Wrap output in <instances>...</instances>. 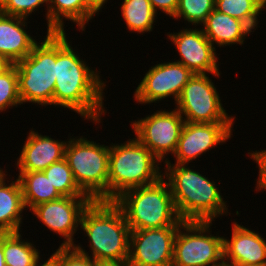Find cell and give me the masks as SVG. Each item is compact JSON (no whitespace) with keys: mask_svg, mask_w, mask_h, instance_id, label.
I'll use <instances>...</instances> for the list:
<instances>
[{"mask_svg":"<svg viewBox=\"0 0 266 266\" xmlns=\"http://www.w3.org/2000/svg\"><path fill=\"white\" fill-rule=\"evenodd\" d=\"M70 43L65 31L56 32L53 105L71 109L84 119H91L94 124L101 123V116L106 112L103 106L106 82L100 79L99 71L91 70L87 63L80 59Z\"/></svg>","mask_w":266,"mask_h":266,"instance_id":"1","label":"cell"},{"mask_svg":"<svg viewBox=\"0 0 266 266\" xmlns=\"http://www.w3.org/2000/svg\"><path fill=\"white\" fill-rule=\"evenodd\" d=\"M164 163L167 168L162 174L169 183L176 210L183 221H214L229 213L216 182L190 169L187 164L171 165L170 160Z\"/></svg>","mask_w":266,"mask_h":266,"instance_id":"2","label":"cell"},{"mask_svg":"<svg viewBox=\"0 0 266 266\" xmlns=\"http://www.w3.org/2000/svg\"><path fill=\"white\" fill-rule=\"evenodd\" d=\"M87 234L95 261H128L131 229L113 201H92L80 224Z\"/></svg>","mask_w":266,"mask_h":266,"instance_id":"3","label":"cell"},{"mask_svg":"<svg viewBox=\"0 0 266 266\" xmlns=\"http://www.w3.org/2000/svg\"><path fill=\"white\" fill-rule=\"evenodd\" d=\"M113 202L122 210L131 230L180 226L184 222L164 177L154 184L127 190Z\"/></svg>","mask_w":266,"mask_h":266,"instance_id":"4","label":"cell"},{"mask_svg":"<svg viewBox=\"0 0 266 266\" xmlns=\"http://www.w3.org/2000/svg\"><path fill=\"white\" fill-rule=\"evenodd\" d=\"M159 162L137 138L129 139L120 145L111 144L108 201H114L127 190L159 181L163 177Z\"/></svg>","mask_w":266,"mask_h":266,"instance_id":"5","label":"cell"},{"mask_svg":"<svg viewBox=\"0 0 266 266\" xmlns=\"http://www.w3.org/2000/svg\"><path fill=\"white\" fill-rule=\"evenodd\" d=\"M21 104L53 105L56 82V32H47L31 53L15 63Z\"/></svg>","mask_w":266,"mask_h":266,"instance_id":"6","label":"cell"},{"mask_svg":"<svg viewBox=\"0 0 266 266\" xmlns=\"http://www.w3.org/2000/svg\"><path fill=\"white\" fill-rule=\"evenodd\" d=\"M79 188L93 201H108L109 146L70 138L65 156Z\"/></svg>","mask_w":266,"mask_h":266,"instance_id":"7","label":"cell"},{"mask_svg":"<svg viewBox=\"0 0 266 266\" xmlns=\"http://www.w3.org/2000/svg\"><path fill=\"white\" fill-rule=\"evenodd\" d=\"M211 224L212 221H184L179 226L172 266H218L224 262V237L209 234Z\"/></svg>","mask_w":266,"mask_h":266,"instance_id":"8","label":"cell"},{"mask_svg":"<svg viewBox=\"0 0 266 266\" xmlns=\"http://www.w3.org/2000/svg\"><path fill=\"white\" fill-rule=\"evenodd\" d=\"M207 75L194 74L191 77L175 102L176 110L186 117H183L185 122H234L235 117L226 113L219 93Z\"/></svg>","mask_w":266,"mask_h":266,"instance_id":"9","label":"cell"},{"mask_svg":"<svg viewBox=\"0 0 266 266\" xmlns=\"http://www.w3.org/2000/svg\"><path fill=\"white\" fill-rule=\"evenodd\" d=\"M135 137L160 161L167 162L165 156L174 154L182 127L185 123L181 114L173 109L160 110L145 118L131 122ZM165 158V159H164Z\"/></svg>","mask_w":266,"mask_h":266,"instance_id":"10","label":"cell"},{"mask_svg":"<svg viewBox=\"0 0 266 266\" xmlns=\"http://www.w3.org/2000/svg\"><path fill=\"white\" fill-rule=\"evenodd\" d=\"M194 73L176 61L152 66L135 89L134 98L140 104H150L173 96L177 102L184 86Z\"/></svg>","mask_w":266,"mask_h":266,"instance_id":"11","label":"cell"},{"mask_svg":"<svg viewBox=\"0 0 266 266\" xmlns=\"http://www.w3.org/2000/svg\"><path fill=\"white\" fill-rule=\"evenodd\" d=\"M178 228L131 230L129 266H172L173 244Z\"/></svg>","mask_w":266,"mask_h":266,"instance_id":"12","label":"cell"},{"mask_svg":"<svg viewBox=\"0 0 266 266\" xmlns=\"http://www.w3.org/2000/svg\"><path fill=\"white\" fill-rule=\"evenodd\" d=\"M92 201L88 196H62L39 204L31 211L45 227L65 238L60 246L68 247L75 244L73 236L81 224L84 210Z\"/></svg>","mask_w":266,"mask_h":266,"instance_id":"13","label":"cell"},{"mask_svg":"<svg viewBox=\"0 0 266 266\" xmlns=\"http://www.w3.org/2000/svg\"><path fill=\"white\" fill-rule=\"evenodd\" d=\"M233 122L191 123L185 122L176 150L173 154L177 164H187L200 155L225 143L231 138Z\"/></svg>","mask_w":266,"mask_h":266,"instance_id":"14","label":"cell"},{"mask_svg":"<svg viewBox=\"0 0 266 266\" xmlns=\"http://www.w3.org/2000/svg\"><path fill=\"white\" fill-rule=\"evenodd\" d=\"M168 37L180 54L181 59L176 62L183 64L194 74L211 73L213 76H220L215 46L202 29L186 28L178 33H171Z\"/></svg>","mask_w":266,"mask_h":266,"instance_id":"15","label":"cell"},{"mask_svg":"<svg viewBox=\"0 0 266 266\" xmlns=\"http://www.w3.org/2000/svg\"><path fill=\"white\" fill-rule=\"evenodd\" d=\"M232 225V239H223L224 262L230 265L266 266V240L236 221Z\"/></svg>","mask_w":266,"mask_h":266,"instance_id":"16","label":"cell"},{"mask_svg":"<svg viewBox=\"0 0 266 266\" xmlns=\"http://www.w3.org/2000/svg\"><path fill=\"white\" fill-rule=\"evenodd\" d=\"M17 158L19 172L44 171L51 164L62 160L68 141H58L30 130Z\"/></svg>","mask_w":266,"mask_h":266,"instance_id":"17","label":"cell"},{"mask_svg":"<svg viewBox=\"0 0 266 266\" xmlns=\"http://www.w3.org/2000/svg\"><path fill=\"white\" fill-rule=\"evenodd\" d=\"M27 19L0 12V55L15 64L27 57L37 41L24 30Z\"/></svg>","mask_w":266,"mask_h":266,"instance_id":"18","label":"cell"},{"mask_svg":"<svg viewBox=\"0 0 266 266\" xmlns=\"http://www.w3.org/2000/svg\"><path fill=\"white\" fill-rule=\"evenodd\" d=\"M203 33L214 46L243 45L245 36L252 31L244 22L214 9L203 23Z\"/></svg>","mask_w":266,"mask_h":266,"instance_id":"19","label":"cell"},{"mask_svg":"<svg viewBox=\"0 0 266 266\" xmlns=\"http://www.w3.org/2000/svg\"><path fill=\"white\" fill-rule=\"evenodd\" d=\"M5 172L0 174V233L19 232L26 210L22 188L18 178L7 185Z\"/></svg>","mask_w":266,"mask_h":266,"instance_id":"20","label":"cell"},{"mask_svg":"<svg viewBox=\"0 0 266 266\" xmlns=\"http://www.w3.org/2000/svg\"><path fill=\"white\" fill-rule=\"evenodd\" d=\"M94 15L84 0H48L47 32H63V18L76 23L79 29L84 31L85 25Z\"/></svg>","mask_w":266,"mask_h":266,"instance_id":"21","label":"cell"},{"mask_svg":"<svg viewBox=\"0 0 266 266\" xmlns=\"http://www.w3.org/2000/svg\"><path fill=\"white\" fill-rule=\"evenodd\" d=\"M25 207L32 210L35 206L62 197L43 171L19 172Z\"/></svg>","mask_w":266,"mask_h":266,"instance_id":"22","label":"cell"},{"mask_svg":"<svg viewBox=\"0 0 266 266\" xmlns=\"http://www.w3.org/2000/svg\"><path fill=\"white\" fill-rule=\"evenodd\" d=\"M19 232L2 233V250L6 266H35L40 253L31 242L22 241Z\"/></svg>","mask_w":266,"mask_h":266,"instance_id":"23","label":"cell"},{"mask_svg":"<svg viewBox=\"0 0 266 266\" xmlns=\"http://www.w3.org/2000/svg\"><path fill=\"white\" fill-rule=\"evenodd\" d=\"M121 16L130 31L143 34L153 29L156 13L149 0H124Z\"/></svg>","mask_w":266,"mask_h":266,"instance_id":"24","label":"cell"},{"mask_svg":"<svg viewBox=\"0 0 266 266\" xmlns=\"http://www.w3.org/2000/svg\"><path fill=\"white\" fill-rule=\"evenodd\" d=\"M43 172L62 196H87L76 183L65 158L51 164Z\"/></svg>","mask_w":266,"mask_h":266,"instance_id":"25","label":"cell"},{"mask_svg":"<svg viewBox=\"0 0 266 266\" xmlns=\"http://www.w3.org/2000/svg\"><path fill=\"white\" fill-rule=\"evenodd\" d=\"M215 9L244 22L251 30L257 28L261 11L253 0H215Z\"/></svg>","mask_w":266,"mask_h":266,"instance_id":"26","label":"cell"},{"mask_svg":"<svg viewBox=\"0 0 266 266\" xmlns=\"http://www.w3.org/2000/svg\"><path fill=\"white\" fill-rule=\"evenodd\" d=\"M21 105L18 74L15 64H9L0 71V112Z\"/></svg>","mask_w":266,"mask_h":266,"instance_id":"27","label":"cell"},{"mask_svg":"<svg viewBox=\"0 0 266 266\" xmlns=\"http://www.w3.org/2000/svg\"><path fill=\"white\" fill-rule=\"evenodd\" d=\"M215 9V0H178V7L173 19L184 18L194 25H202Z\"/></svg>","mask_w":266,"mask_h":266,"instance_id":"28","label":"cell"},{"mask_svg":"<svg viewBox=\"0 0 266 266\" xmlns=\"http://www.w3.org/2000/svg\"><path fill=\"white\" fill-rule=\"evenodd\" d=\"M57 266H95V260L79 244L59 246L50 256Z\"/></svg>","mask_w":266,"mask_h":266,"instance_id":"29","label":"cell"},{"mask_svg":"<svg viewBox=\"0 0 266 266\" xmlns=\"http://www.w3.org/2000/svg\"><path fill=\"white\" fill-rule=\"evenodd\" d=\"M47 4V26H48V0H0V12L6 15L28 19L29 15L42 4Z\"/></svg>","mask_w":266,"mask_h":266,"instance_id":"30","label":"cell"},{"mask_svg":"<svg viewBox=\"0 0 266 266\" xmlns=\"http://www.w3.org/2000/svg\"><path fill=\"white\" fill-rule=\"evenodd\" d=\"M249 156L258 164L259 178L257 179L256 189L266 190V150L248 152Z\"/></svg>","mask_w":266,"mask_h":266,"instance_id":"31","label":"cell"},{"mask_svg":"<svg viewBox=\"0 0 266 266\" xmlns=\"http://www.w3.org/2000/svg\"><path fill=\"white\" fill-rule=\"evenodd\" d=\"M149 1L156 14L159 9L163 13L169 15L170 17H174L178 7V0H149Z\"/></svg>","mask_w":266,"mask_h":266,"instance_id":"32","label":"cell"},{"mask_svg":"<svg viewBox=\"0 0 266 266\" xmlns=\"http://www.w3.org/2000/svg\"><path fill=\"white\" fill-rule=\"evenodd\" d=\"M107 0H84V3L86 6L94 13H99L100 9H102L104 3H106Z\"/></svg>","mask_w":266,"mask_h":266,"instance_id":"33","label":"cell"},{"mask_svg":"<svg viewBox=\"0 0 266 266\" xmlns=\"http://www.w3.org/2000/svg\"><path fill=\"white\" fill-rule=\"evenodd\" d=\"M95 266H129L127 261H95Z\"/></svg>","mask_w":266,"mask_h":266,"instance_id":"34","label":"cell"},{"mask_svg":"<svg viewBox=\"0 0 266 266\" xmlns=\"http://www.w3.org/2000/svg\"><path fill=\"white\" fill-rule=\"evenodd\" d=\"M0 266H6V262L4 260V253L2 250V233H0Z\"/></svg>","mask_w":266,"mask_h":266,"instance_id":"35","label":"cell"},{"mask_svg":"<svg viewBox=\"0 0 266 266\" xmlns=\"http://www.w3.org/2000/svg\"><path fill=\"white\" fill-rule=\"evenodd\" d=\"M42 263H37L35 266H57L56 262L49 257L42 265H40Z\"/></svg>","mask_w":266,"mask_h":266,"instance_id":"36","label":"cell"},{"mask_svg":"<svg viewBox=\"0 0 266 266\" xmlns=\"http://www.w3.org/2000/svg\"><path fill=\"white\" fill-rule=\"evenodd\" d=\"M9 63L0 55V71H2Z\"/></svg>","mask_w":266,"mask_h":266,"instance_id":"37","label":"cell"},{"mask_svg":"<svg viewBox=\"0 0 266 266\" xmlns=\"http://www.w3.org/2000/svg\"><path fill=\"white\" fill-rule=\"evenodd\" d=\"M261 9L265 8L266 0H253Z\"/></svg>","mask_w":266,"mask_h":266,"instance_id":"38","label":"cell"},{"mask_svg":"<svg viewBox=\"0 0 266 266\" xmlns=\"http://www.w3.org/2000/svg\"><path fill=\"white\" fill-rule=\"evenodd\" d=\"M218 266H232V265L223 262L222 264H220V265H218Z\"/></svg>","mask_w":266,"mask_h":266,"instance_id":"39","label":"cell"},{"mask_svg":"<svg viewBox=\"0 0 266 266\" xmlns=\"http://www.w3.org/2000/svg\"><path fill=\"white\" fill-rule=\"evenodd\" d=\"M232 266H252V265H232Z\"/></svg>","mask_w":266,"mask_h":266,"instance_id":"40","label":"cell"}]
</instances>
